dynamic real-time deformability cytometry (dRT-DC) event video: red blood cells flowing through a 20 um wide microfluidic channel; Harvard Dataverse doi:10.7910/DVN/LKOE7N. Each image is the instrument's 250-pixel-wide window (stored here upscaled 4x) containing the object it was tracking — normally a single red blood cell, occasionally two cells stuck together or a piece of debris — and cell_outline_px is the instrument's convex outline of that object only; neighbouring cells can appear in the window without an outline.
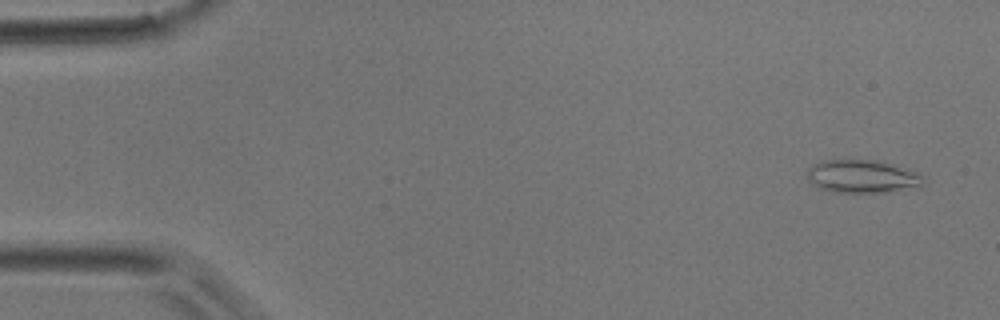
{"species": "common noctule bat (a hibernating species)", "species_latin": "Nyctalus noctula", "temperature_condition": "room temperature", "stored_images_in_passage": 45, "camera_frame_rate_fps": 3000, "um_per_image_px": 0.085, "animal": {"sex": "male", "body_mass_g": 17.9}, "frame": {"image": 1, "passage_image": 3, "time_ms": 0.667, "image_size_px": [1000, 320], "cell_outline_px": [[924, 184], [884, 192], [836, 192], [820, 188], [808, 180], [808, 168], [824, 160], [876, 160], [916, 172], [924, 176]], "centroid_in_image_um": [73.26, 14.99], "position_along_channel_um": 11.7, "area_um2": 21.73}}
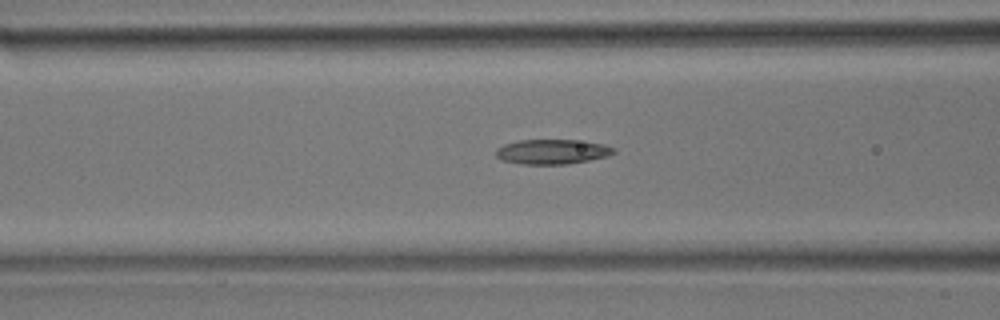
{"frame": {"image": 2, "passage_image": 18, "time_ms": 5.667, "image_size_px": [1000, 320], "cell_outline_px": [[616, 152], [608, 156], [568, 164], [524, 164], [500, 160], [496, 156], [496, 148], [504, 144], [516, 140], [576, 140], [604, 144], [616, 148]], "centroid_in_image_um": [46.93, 12.89], "position_along_channel_um": 119.7, "area_um2": 17.11}}
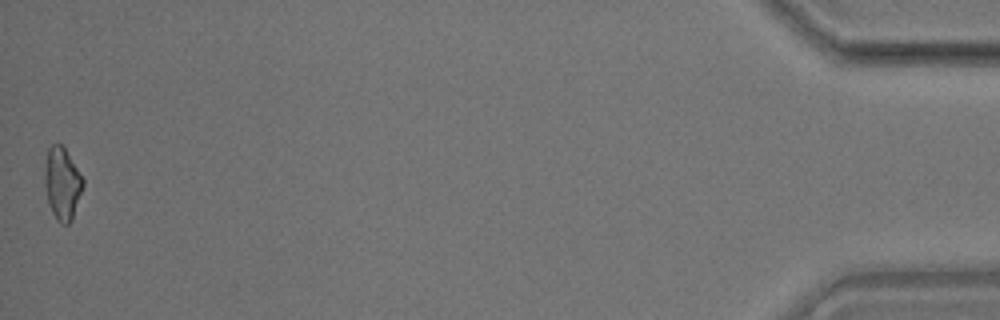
{"frame": {"image": 3, "passage_image": 45, "time_ms": 14.667, "image_size_px": [1000, 320], "cell_outline_px": [[84, 184], [72, 220], [68, 224], [60, 224], [56, 220], [52, 212], [48, 200], [44, 184], [44, 168], [48, 148], [52, 144], [60, 144], [64, 148], [84, 180]], "centroid_in_image_um": [5.27, 15.62], "position_along_channel_um": 429.9, "area_um2": 16.01}}